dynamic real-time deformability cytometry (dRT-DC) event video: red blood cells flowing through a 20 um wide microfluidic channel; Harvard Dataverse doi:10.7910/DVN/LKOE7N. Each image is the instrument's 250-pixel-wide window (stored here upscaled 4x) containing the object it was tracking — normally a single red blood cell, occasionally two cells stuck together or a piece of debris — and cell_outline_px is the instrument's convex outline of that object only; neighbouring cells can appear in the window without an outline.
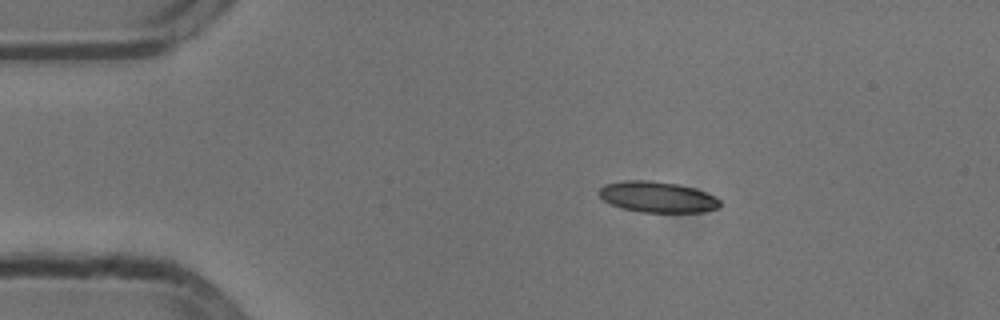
{"species": "common noctule bat (a hibernating species)", "species_latin": "Nyctalus noctula", "temperature_condition": "cold", "stored_images_in_passage": 45, "camera_frame_rate_fps": 3000, "um_per_image_px": 0.085, "animal": {"sex": "male", "body_mass_g": 13.3}, "frame": {"image": 1, "passage_image": 1, "time_ms": 0.0, "image_size_px": [1000, 320], "cell_outline_px": [[720, 208], [704, 212], [640, 212], [620, 208], [604, 200], [596, 192], [604, 184], [624, 180], [648, 180], [676, 184], [696, 188], [716, 196], [720, 200]], "centroid_in_image_um": [55.89, 16.74], "position_along_channel_um": 29.1, "area_um2": 22.02}}
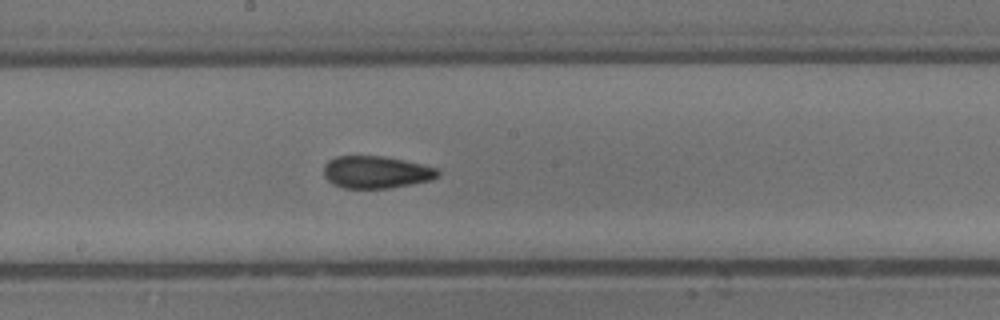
{"frame": {"image": 2, "passage_image": 20, "time_ms": 6.333, "image_size_px": [1000, 320], "cell_outline_px": [[440, 176], [432, 180], [412, 184], [388, 188], [344, 188], [332, 184], [324, 176], [324, 164], [328, 160], [336, 156], [384, 156], [404, 160], [440, 168]], "centroid_in_image_um": [32.0, 14.63], "position_along_channel_um": 216.2, "area_um2": 21.73}}
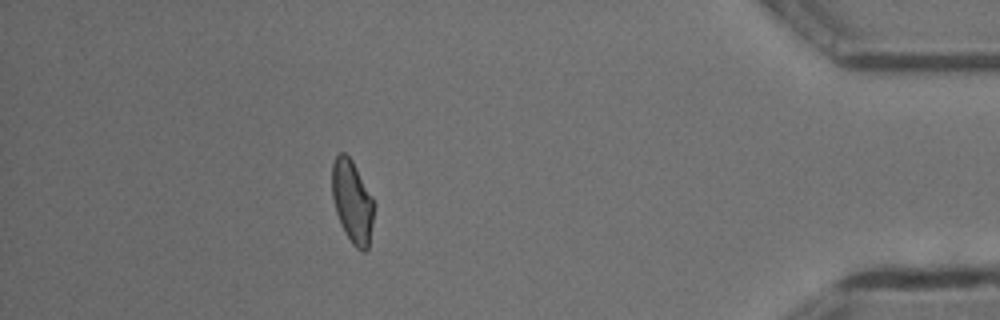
{"frame": {"image": 3, "passage_image": 39, "time_ms": 12.667, "image_size_px": [1000, 320], "cell_outline_px": [[372, 224], [368, 248], [364, 252], [360, 252], [352, 244], [336, 212], [332, 196], [332, 164], [336, 156], [340, 152], [344, 152], [352, 160], [372, 196]], "centroid_in_image_um": [29.93, 17.11], "position_along_channel_um": 405.3, "area_um2": 19.71}, "authors_computed_cell_mechanics": {"area_um2": 21.097, "velocity_mm_per_s": 3.8096, "shape_relaxation_time_tau1_ms": null, "shape_relaxation_time_tau2_ms": 2.3233, "deformation_change_tau1": null, "deformation_change_tau2": 0.0818}}